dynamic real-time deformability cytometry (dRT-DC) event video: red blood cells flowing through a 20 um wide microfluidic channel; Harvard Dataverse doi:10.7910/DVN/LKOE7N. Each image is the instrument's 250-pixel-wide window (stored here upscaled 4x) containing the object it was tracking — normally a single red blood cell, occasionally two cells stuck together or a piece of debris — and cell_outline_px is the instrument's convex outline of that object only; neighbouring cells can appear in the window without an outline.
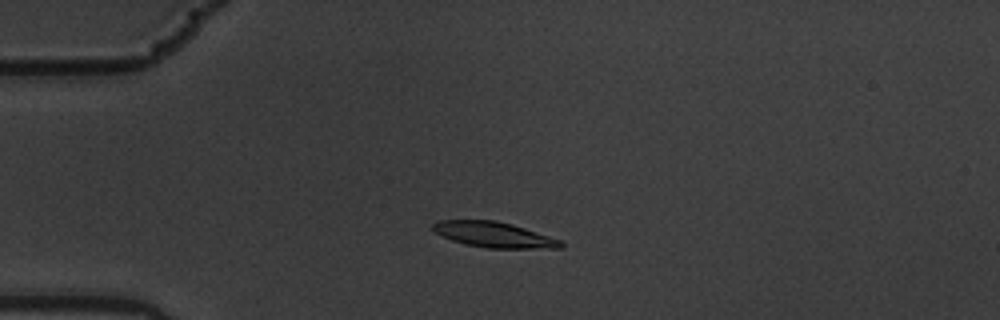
{"species": "common noctule bat (a hibernating species)", "species_latin": "Nyctalus noctula", "temperature_condition": "warm", "stored_images_in_passage": 6, "camera_frame_rate_fps": 3000, "um_per_image_px": 0.085, "animal": {"sex": "male", "body_mass_g": 19.5, "forearm_length_mm": 54.6}, "frame": {"image": 1, "passage_image": 4, "time_ms": 1.0, "image_size_px": [1000, 320], "cell_outline_px": [[564, 244], [560, 248], [488, 248], [468, 244], [452, 240], [436, 232], [432, 228], [432, 224], [440, 220], [496, 220], [512, 224], [560, 240]], "centroid_in_image_um": [41.98, 19.94], "position_along_channel_um": 43.0, "area_um2": 18.61}}
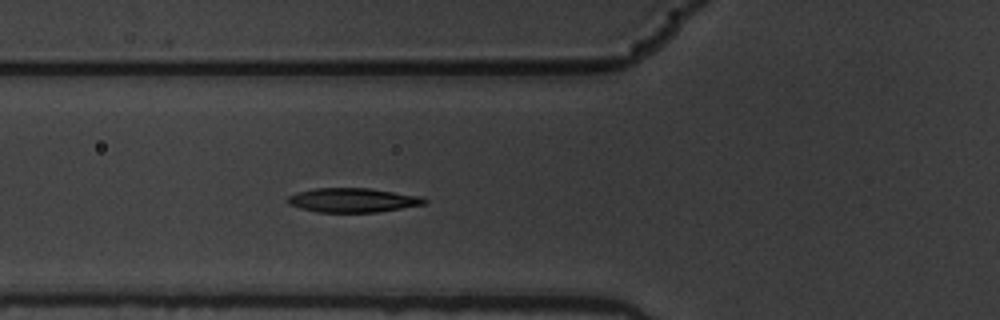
{"frame": {"image": 2, "passage_image": 6, "time_ms": 1.667, "image_size_px": [1000, 320], "cell_outline_px": [[428, 200], [424, 204], [376, 212], [316, 212], [300, 208], [288, 204], [284, 200], [288, 196], [300, 192], [316, 188], [368, 188], [420, 196]], "centroid_in_image_um": [29.94, 17.01], "position_along_channel_um": 95.9, "area_um2": 19.13}}